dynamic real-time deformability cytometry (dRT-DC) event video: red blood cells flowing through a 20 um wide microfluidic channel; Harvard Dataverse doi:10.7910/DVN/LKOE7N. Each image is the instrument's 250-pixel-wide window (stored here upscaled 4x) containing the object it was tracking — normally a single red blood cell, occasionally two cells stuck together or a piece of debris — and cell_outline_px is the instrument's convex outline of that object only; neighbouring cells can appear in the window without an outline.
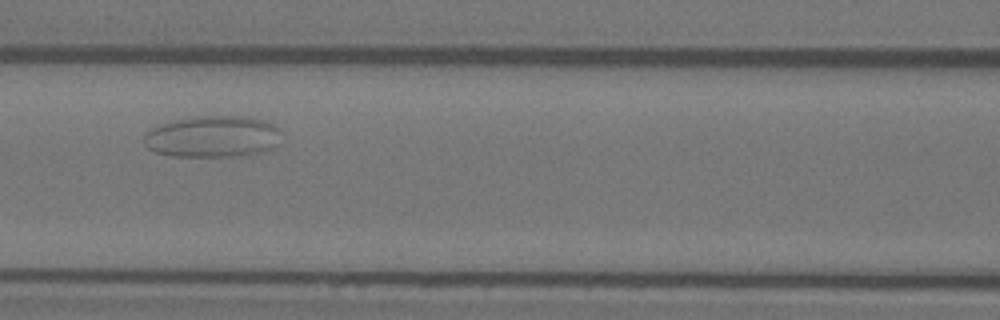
{"species": "Egyptian fruit bat (a non-hibernating species)", "species_latin": "Rousettus aegyptiacus", "temperature_condition": "warm", "stored_images_in_passage": 49, "camera_frame_rate_fps": 3000, "um_per_image_px": 0.085, "animal": {"sex": "female"}, "frame": {"image": 1, "passage_image": 17, "time_ms": 5.333, "image_size_px": [1000, 320], "cell_outline_px": [[280, 144], [272, 148], [260, 152], [228, 156], [172, 156], [156, 152], [148, 148], [144, 144], [144, 132], [152, 128], [176, 120], [200, 116], [244, 116], [264, 120], [276, 124], [280, 128]], "centroid_in_image_um": [18.12, 11.6], "position_along_channel_um": 148.5, "area_um2": 33.23}}
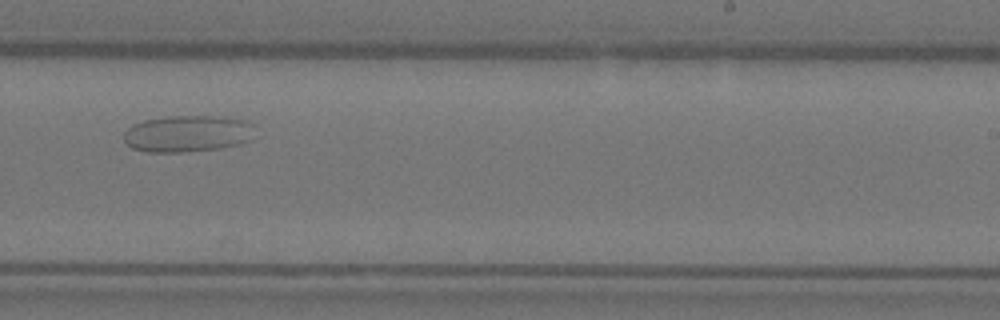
{"frame": {"image": 2, "passage_image": 28, "time_ms": 9.0, "image_size_px": [1000, 320], "cell_outline_px": [[256, 124], [252, 140], [240, 144], [216, 148], [180, 152], [148, 152], [132, 148], [124, 140], [124, 132], [132, 124], [144, 120], [168, 116], [216, 116], [248, 120]], "centroid_in_image_um": [15.99, 11.34], "position_along_channel_um": 273.0, "area_um2": 28.26}}
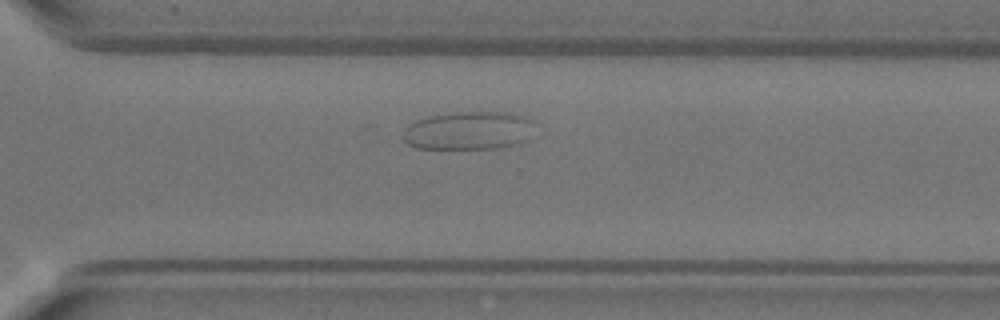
{"frame": {"image": 3, "passage_image": 33, "time_ms": 10.667, "image_size_px": [1000, 320], "cell_outline_px": [[532, 120], [528, 140], [516, 144], [492, 148], [416, 148], [408, 144], [400, 136], [404, 128], [408, 124], [416, 120], [428, 116], [452, 112], [512, 112], [528, 116]], "centroid_in_image_um": [39.78, 11.08], "position_along_channel_um": 330.8, "area_um2": 29.54}}